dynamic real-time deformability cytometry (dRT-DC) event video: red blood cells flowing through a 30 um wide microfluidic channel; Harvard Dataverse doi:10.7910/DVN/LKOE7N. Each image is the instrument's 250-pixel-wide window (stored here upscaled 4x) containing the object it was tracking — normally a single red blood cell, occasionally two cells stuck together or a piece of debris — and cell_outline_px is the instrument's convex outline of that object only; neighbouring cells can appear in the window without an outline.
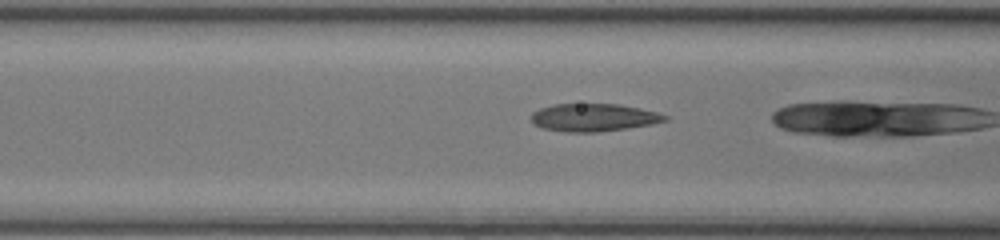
{"species": "common noctule bat (a hibernating species)", "species_latin": "Nyctalus noctula", "temperature_condition": "room temperature", "stored_images_in_passage": 14, "camera_frame_rate_fps": 3000, "um_per_image_px": 0.085, "animal": {"sex": "female", "body_mass_g": 17.0, "forearm_length_mm": 48.0}, "frame": {"image": 1, "passage_image": 12, "time_ms": 3.667, "image_size_px": [1000, 240], "cell_outline_px": [[668, 120], [652, 124], [628, 128], [596, 132], [568, 132], [540, 128], [532, 120], [532, 112], [540, 108], [552, 104], [620, 104], [640, 108], [656, 112], [668, 116]], "centroid_in_image_um": [50.46, 9.98], "position_along_channel_um": 116.1, "area_um2": 21.62}}